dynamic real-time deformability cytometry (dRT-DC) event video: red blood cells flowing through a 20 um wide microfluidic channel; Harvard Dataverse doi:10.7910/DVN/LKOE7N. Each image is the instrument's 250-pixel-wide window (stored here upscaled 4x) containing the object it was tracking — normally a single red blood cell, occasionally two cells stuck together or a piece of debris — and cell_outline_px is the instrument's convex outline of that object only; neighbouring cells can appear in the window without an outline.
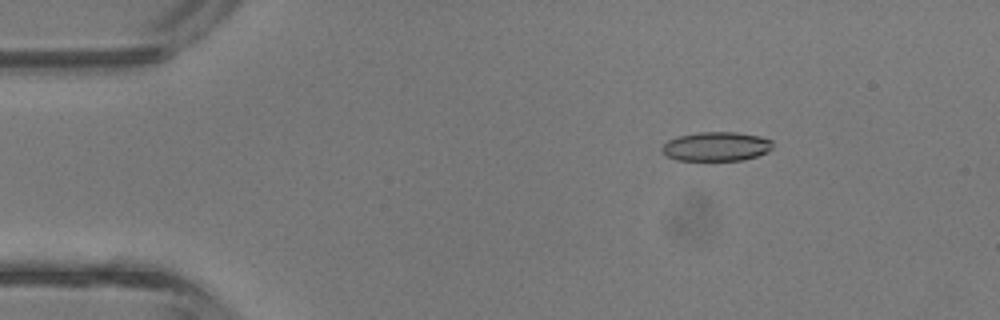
{"species": "common noctule bat (a hibernating species)", "species_latin": "Nyctalus noctula", "temperature_condition": "room temperature", "stored_images_in_passage": 3, "camera_frame_rate_fps": 3000, "um_per_image_px": 0.085, "animal": {"sex": "male", "body_mass_g": 13.3}, "frame": {"image": 1, "passage_image": 2, "time_ms": 0.333, "image_size_px": [1000, 320], "cell_outline_px": [[772, 148], [768, 152], [744, 160], [676, 160], [668, 156], [660, 148], [668, 140], [676, 136], [696, 132], [736, 132], [760, 136], [772, 140]], "centroid_in_image_um": [60.89, 12.44], "position_along_channel_um": 24.1, "area_um2": 18.9}}